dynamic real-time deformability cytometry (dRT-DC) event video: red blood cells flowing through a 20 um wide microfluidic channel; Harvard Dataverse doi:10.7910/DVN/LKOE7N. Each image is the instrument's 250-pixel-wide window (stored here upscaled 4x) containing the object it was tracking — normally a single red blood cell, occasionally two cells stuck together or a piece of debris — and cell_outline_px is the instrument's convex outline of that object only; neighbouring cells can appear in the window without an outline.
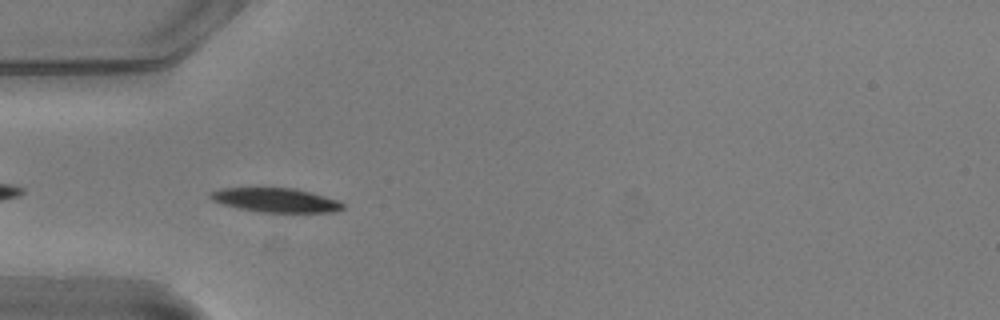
{"species": "common noctule bat (a hibernating species)", "species_latin": "Nyctalus noctula", "temperature_condition": "warm", "stored_images_in_passage": 36, "camera_frame_rate_fps": 3000, "um_per_image_px": 0.085, "animal": {"sex": "male", "body_mass_g": 20.5, "forearm_length_mm": 52.5}, "frame": {"image": 1, "passage_image": 2, "time_ms": 0.333, "image_size_px": [1000, 320], "cell_outline_px": [[344, 208], [336, 212], [260, 212], [240, 208], [224, 204], [212, 200], [208, 196], [208, 192], [220, 188], [296, 188], [312, 192], [340, 200], [344, 204]], "centroid_in_image_um": [23.47, 17.0], "position_along_channel_um": 61.5, "area_um2": 18.79}}
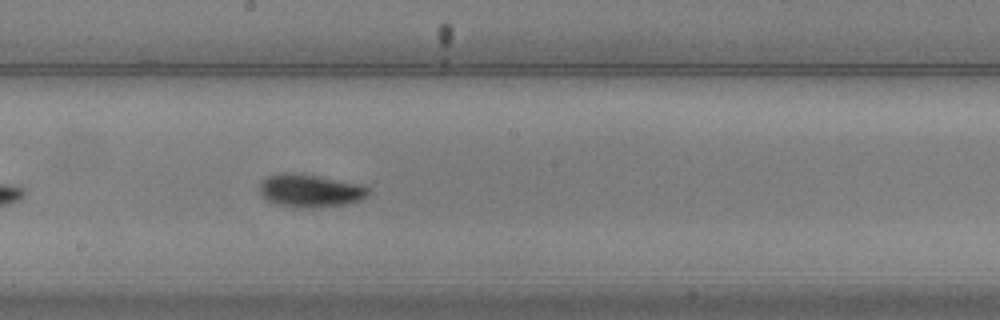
{"frame": {"image": 2, "passage_image": 15, "time_ms": 4.667, "image_size_px": [1000, 320], "cell_outline_px": [[368, 196], [352, 204], [312, 208], [296, 208], [276, 204], [268, 200], [260, 192], [260, 184], [268, 176], [280, 172], [284, 172], [316, 176], [360, 184], [368, 188]], "centroid_in_image_um": [26.38, 16.23], "position_along_channel_um": 221.8, "area_um2": 20.81}}
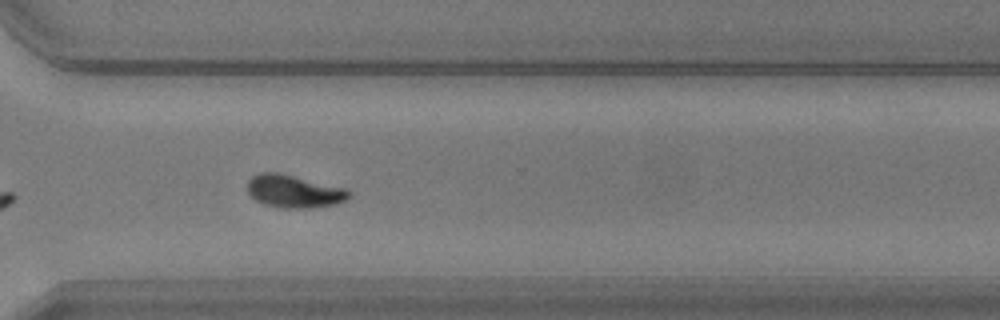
{"frame": {"image": 3, "passage_image": 25, "time_ms": 8.0, "image_size_px": [1000, 320], "cell_outline_px": [[352, 192], [344, 200], [336, 204], [312, 208], [280, 208], [264, 204], [256, 200], [248, 192], [248, 180], [252, 176], [260, 172], [276, 172], [348, 188]], "centroid_in_image_um": [25.0, 16.26], "position_along_channel_um": 345.6, "area_um2": 19.42}, "authors_computed_cell_mechanics": {"area_um2": 19.3052, "velocity_mm_per_s": 3.73, "shape_relaxation_time_tau1_ms": 2.8525, "shape_relaxation_time_tau2_ms": 2.4354, "deformation_change_tau1": 0.1504, "deformation_change_tau2": 0.0657}}